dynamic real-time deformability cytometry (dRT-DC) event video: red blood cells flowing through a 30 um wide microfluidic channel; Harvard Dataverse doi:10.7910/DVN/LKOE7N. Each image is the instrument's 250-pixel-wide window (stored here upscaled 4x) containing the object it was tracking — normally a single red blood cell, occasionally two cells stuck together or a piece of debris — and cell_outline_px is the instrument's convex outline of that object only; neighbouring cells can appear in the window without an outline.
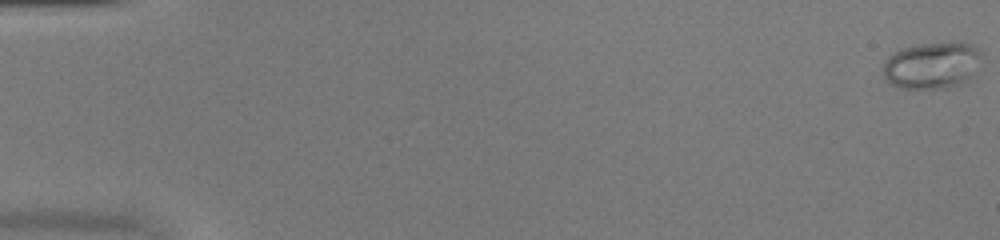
{"species": "common noctule bat (a hibernating species)", "species_latin": "Nyctalus noctula", "temperature_condition": "warm", "stored_images_in_passage": 52, "camera_frame_rate_fps": 3000, "um_per_image_px": 0.085, "animal": {"sex": "female", "body_mass_g": 20.0, "forearm_length_mm": 54.0}, "frame": {"image": 1, "passage_image": 1, "time_ms": 0.0, "image_size_px": [1000, 240], "cell_outline_px": [[984, 56], [972, 76], [968, 80], [952, 88], [900, 88], [884, 80], [884, 60], [888, 56], [900, 48], [920, 44], [960, 40], [972, 44], [980, 48], [984, 52]], "centroid_in_image_um": [79.29, 5.52], "position_along_channel_um": 5.7, "area_um2": 27.74}}
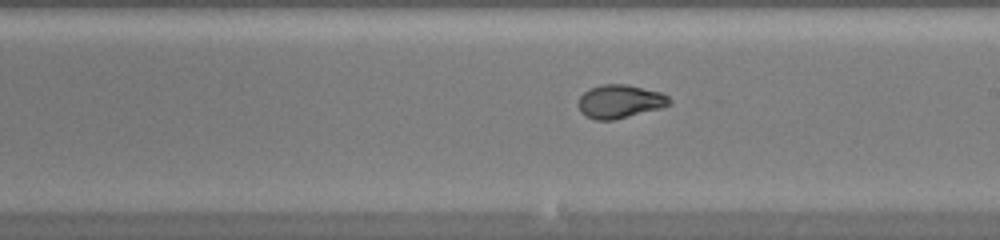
{"frame": {"image": 2, "passage_image": 31, "time_ms": 10.0, "image_size_px": [1000, 240], "cell_outline_px": [[672, 104], [660, 108], [612, 120], [596, 120], [584, 116], [580, 112], [576, 104], [580, 96], [584, 92], [600, 84], [628, 84], [660, 92], [668, 96], [672, 100]], "centroid_in_image_um": [52.66, 8.62], "position_along_channel_um": 236.3, "area_um2": 17.86}}
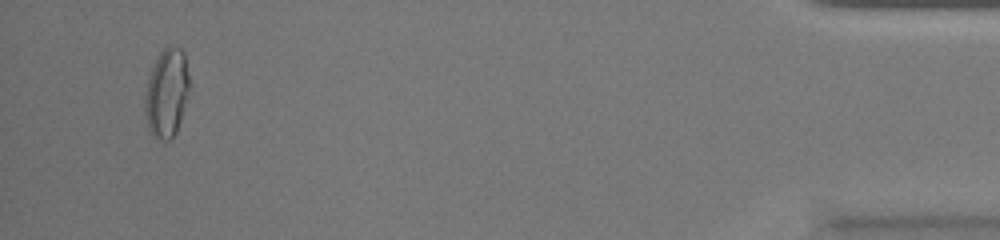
{"frame": {"image": 3, "passage_image": 50, "time_ms": 16.333, "image_size_px": [1000, 240], "cell_outline_px": [[188, 96], [176, 132], [168, 140], [156, 140], [148, 128], [144, 112], [144, 100], [148, 76], [160, 52], [168, 44], [172, 44], [180, 48], [184, 52], [188, 76]], "centroid_in_image_um": [14.15, 7.89], "position_along_channel_um": 421.1, "area_um2": 23.0}, "authors_computed_cell_mechanics": {"area_um2": 19.2474, "velocity_mm_per_s": 4.0714, "shape_relaxation_time_tau1_ms": 4.9085, "shape_relaxation_time_tau2_ms": null, "deformation_change_tau1": 0.2292, "deformation_change_tau2": null}}